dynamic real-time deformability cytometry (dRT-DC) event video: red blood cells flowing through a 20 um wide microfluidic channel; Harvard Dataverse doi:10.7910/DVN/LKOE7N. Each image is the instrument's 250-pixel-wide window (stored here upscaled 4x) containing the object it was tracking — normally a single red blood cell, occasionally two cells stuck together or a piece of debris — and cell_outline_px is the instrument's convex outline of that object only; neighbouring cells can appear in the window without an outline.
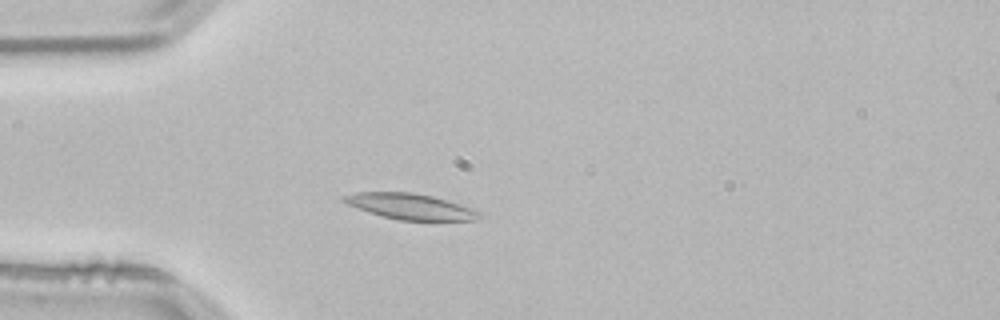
{"species": "common noctule bat (a hibernating species)", "species_latin": "Nyctalus noctula", "temperature_condition": "room temperature", "stored_images_in_passage": 52, "camera_frame_rate_fps": 3000, "um_per_image_px": 0.085, "animal": {"sex": "male", "body_mass_g": 21.5, "forearm_length_mm": 52.0}, "frame": {"image": 1, "passage_image": 13, "time_ms": 4.0, "image_size_px": [1000, 320], "cell_outline_px": [[480, 216], [476, 220], [400, 220], [380, 216], [368, 212], [348, 204], [340, 200], [344, 196], [356, 192], [412, 192], [432, 196], [472, 208], [480, 212]], "centroid_in_image_um": [34.85, 17.55], "position_along_channel_um": 50.2, "area_um2": 20.11}}
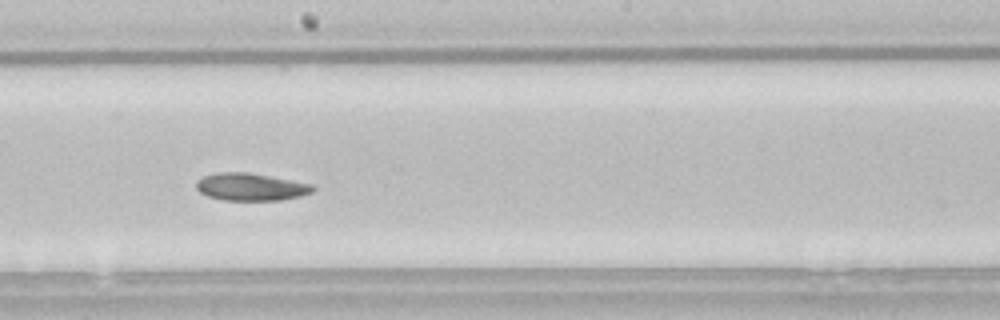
{"frame": {"image": 2, "passage_image": 28, "time_ms": 9.0, "image_size_px": [1000, 320], "cell_outline_px": [[316, 188], [312, 192], [300, 196], [280, 200], [224, 200], [208, 196], [200, 192], [196, 188], [196, 180], [204, 176], [216, 172], [248, 172], [312, 184]], "centroid_in_image_um": [21.3, 15.88], "position_along_channel_um": 226.9, "area_um2": 18.61}}
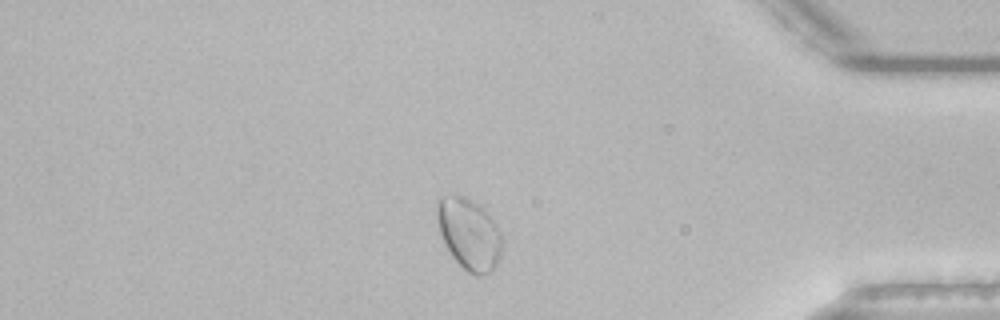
{"frame": {"image": 3, "passage_image": 44, "time_ms": 14.333, "image_size_px": [1000, 320], "cell_outline_px": [[500, 260], [488, 272], [480, 276], [476, 276], [468, 272], [452, 256], [444, 244], [440, 232], [436, 212], [436, 204], [444, 196], [464, 196], [472, 200], [488, 212], [496, 224], [500, 232]], "centroid_in_image_um": [39.86, 19.88], "position_along_channel_um": 395.3, "area_um2": 26.65}, "authors_computed_cell_mechanics": {"area_um2": 20.2011, "velocity_mm_per_s": 3.7681, "shape_relaxation_time_tau1_ms": 6.2219, "shape_relaxation_time_tau2_ms": 6.3952, "deformation_change_tau1": 0.1161, "deformation_change_tau2": 0.0783}}